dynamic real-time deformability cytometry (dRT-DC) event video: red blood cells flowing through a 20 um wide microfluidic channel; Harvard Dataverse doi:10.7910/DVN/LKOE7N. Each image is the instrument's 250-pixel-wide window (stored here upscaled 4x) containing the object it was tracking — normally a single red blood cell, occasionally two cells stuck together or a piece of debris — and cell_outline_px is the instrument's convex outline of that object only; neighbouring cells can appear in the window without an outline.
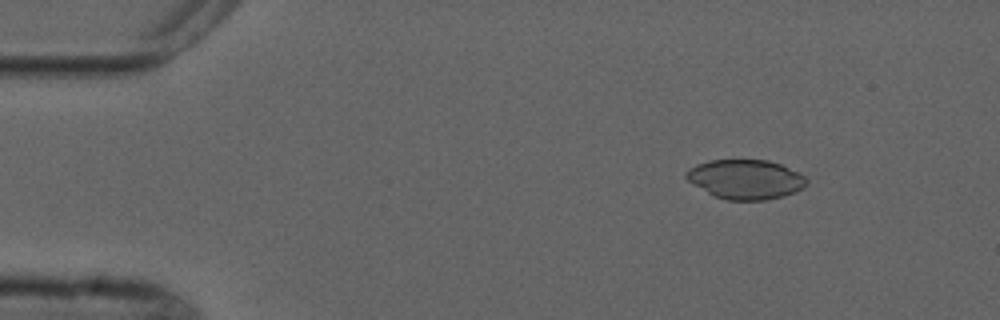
{"species": "common noctule bat (a hibernating species)", "species_latin": "Nyctalus noctula", "temperature_condition": "cold", "stored_images_in_passage": 4, "camera_frame_rate_fps": 3000, "um_per_image_px": 0.085, "animal": {"sex": "male", "forearm_length_mm": 52.5}, "frame": {"image": 1, "passage_image": 2, "time_ms": 1.0, "image_size_px": [1000, 320], "cell_outline_px": [[808, 184], [796, 192], [784, 196], [764, 200], [728, 200], [716, 196], [708, 192], [688, 180], [684, 176], [684, 172], [688, 168], [696, 164], [708, 160], [768, 160], [780, 164], [800, 172], [808, 180]], "centroid_in_image_um": [63.4, 15.23], "position_along_channel_um": 21.6, "area_um2": 27.74}}